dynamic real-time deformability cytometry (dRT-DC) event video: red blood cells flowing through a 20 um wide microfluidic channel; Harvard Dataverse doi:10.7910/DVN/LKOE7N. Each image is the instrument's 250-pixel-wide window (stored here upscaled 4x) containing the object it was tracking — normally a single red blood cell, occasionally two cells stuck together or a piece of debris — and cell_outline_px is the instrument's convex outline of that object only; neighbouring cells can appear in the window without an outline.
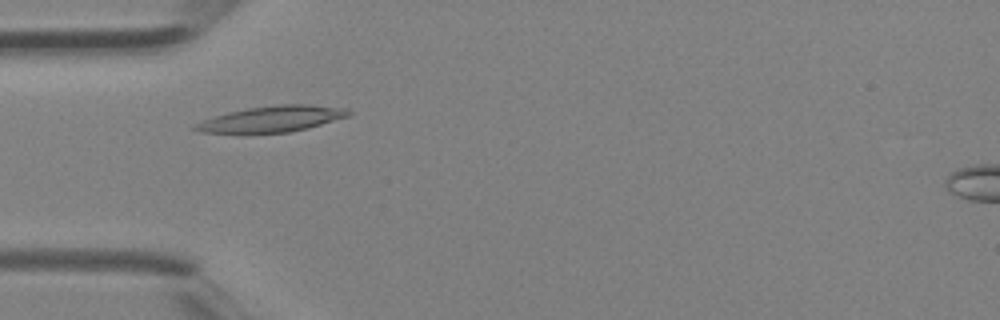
{"species": "Egyptian fruit bat (a non-hibernating species)", "species_latin": "Rousettus aegyptiacus", "temperature_condition": "room temperature", "stored_images_in_passage": 37, "camera_frame_rate_fps": 3000, "um_per_image_px": 0.085, "animal": {"sex": "female"}, "frame": {"image": 1, "passage_image": 9, "time_ms": 2.667, "image_size_px": [1000, 320], "cell_outline_px": [[352, 112], [348, 116], [308, 128], [288, 132], [200, 132], [192, 128], [196, 124], [204, 120], [228, 112], [248, 108], [280, 104], [308, 104], [348, 108]], "centroid_in_image_um": [23.18, 10.09], "position_along_channel_um": 61.8, "area_um2": 22.72}}
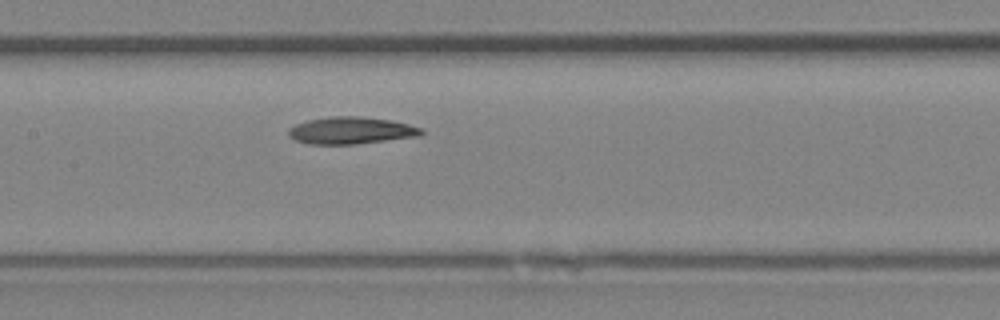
{"frame": {"image": 2, "passage_image": 16, "time_ms": 5.0, "image_size_px": [1000, 320], "cell_outline_px": [[424, 132], [420, 136], [356, 144], [308, 144], [296, 140], [288, 136], [288, 128], [296, 124], [308, 120], [328, 116], [360, 116], [392, 120], [424, 128]], "centroid_in_image_um": [29.85, 11.08], "position_along_channel_um": 177.5, "area_um2": 21.15}}
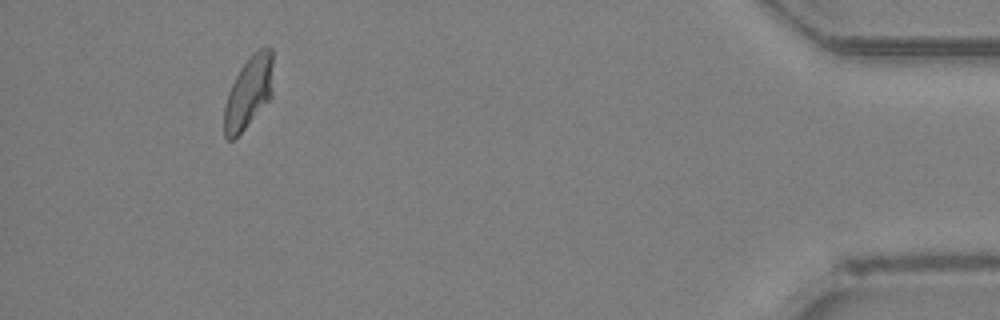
{"frame": {"image": 3, "passage_image": 34, "time_ms": 11.0, "image_size_px": [1000, 320], "cell_outline_px": [[272, 96], [244, 128], [232, 140], [228, 140], [224, 136], [224, 108], [228, 92], [240, 68], [260, 48], [272, 48]], "centroid_in_image_um": [21.12, 7.87], "position_along_channel_um": 414.1, "area_um2": 19.94}}